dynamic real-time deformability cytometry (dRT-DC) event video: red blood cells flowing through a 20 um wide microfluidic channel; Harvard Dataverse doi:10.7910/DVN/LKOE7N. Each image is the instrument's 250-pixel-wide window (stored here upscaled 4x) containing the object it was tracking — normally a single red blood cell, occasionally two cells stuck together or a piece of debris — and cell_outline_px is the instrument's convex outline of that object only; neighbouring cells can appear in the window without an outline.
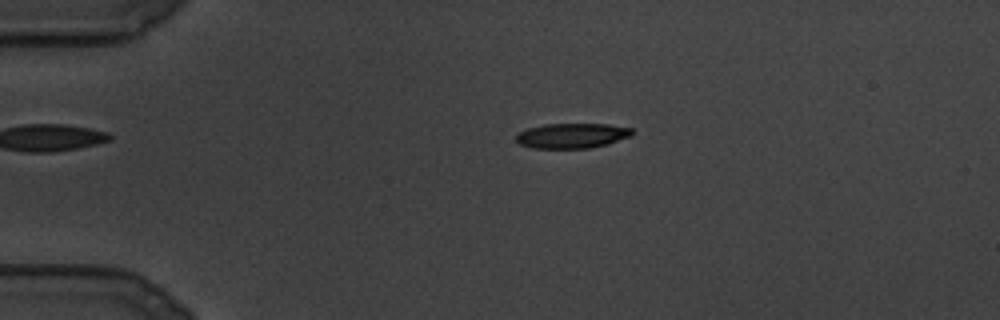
{"species": "common noctule bat (a hibernating species)", "species_latin": "Nyctalus noctula", "temperature_condition": "cold", "stored_images_in_passage": 114, "camera_frame_rate_fps": 3000, "um_per_image_px": 0.085, "animal": {"sex": "male", "body_mass_g": 19.5, "forearm_length_mm": 54.6}, "frame": {"image": 1, "passage_image": 25, "time_ms": 8.0, "image_size_px": [1000, 320], "cell_outline_px": [[632, 136], [608, 144], [588, 148], [532, 148], [520, 144], [516, 140], [516, 132], [528, 128], [544, 124], [608, 124], [632, 128]], "centroid_in_image_um": [48.61, 11.53], "position_along_channel_um": 36.4, "area_um2": 16.99}}
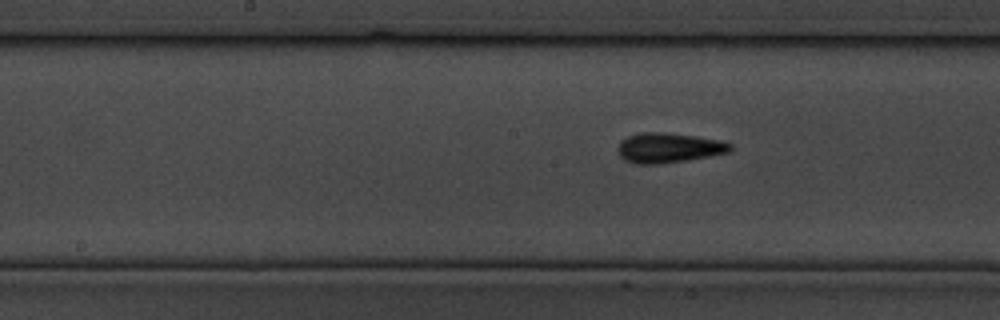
{"frame": {"image": 2, "passage_image": 58, "time_ms": 19.0, "image_size_px": [1000, 320], "cell_outline_px": [[732, 148], [728, 152], [708, 156], [684, 160], [656, 164], [636, 164], [624, 160], [616, 152], [616, 148], [620, 140], [628, 136], [640, 132], [664, 132], [696, 136], [720, 140], [732, 144]], "centroid_in_image_um": [56.76, 12.55], "position_along_channel_um": 191.4, "area_um2": 19.65}}
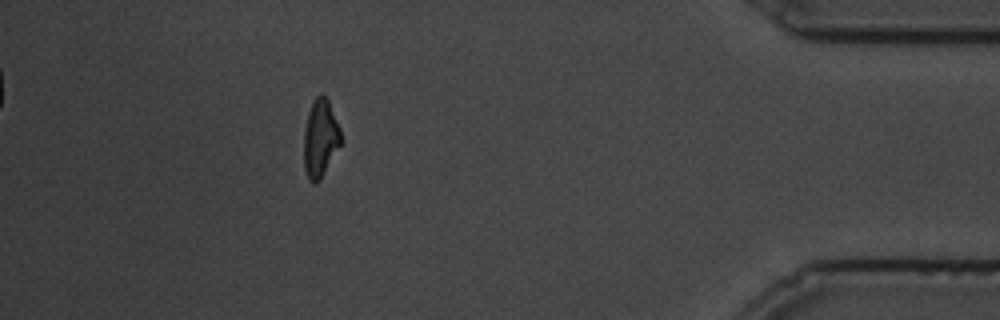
{"frame": {"image": 3, "passage_image": 102, "time_ms": 33.667, "image_size_px": [1000, 320], "cell_outline_px": [[340, 144], [320, 180], [312, 184], [308, 180], [304, 168], [304, 128], [308, 112], [312, 100], [320, 92], [328, 100], [340, 128]], "centroid_in_image_um": [27.19, 11.74], "position_along_channel_um": 408.0, "area_um2": 16.7}}